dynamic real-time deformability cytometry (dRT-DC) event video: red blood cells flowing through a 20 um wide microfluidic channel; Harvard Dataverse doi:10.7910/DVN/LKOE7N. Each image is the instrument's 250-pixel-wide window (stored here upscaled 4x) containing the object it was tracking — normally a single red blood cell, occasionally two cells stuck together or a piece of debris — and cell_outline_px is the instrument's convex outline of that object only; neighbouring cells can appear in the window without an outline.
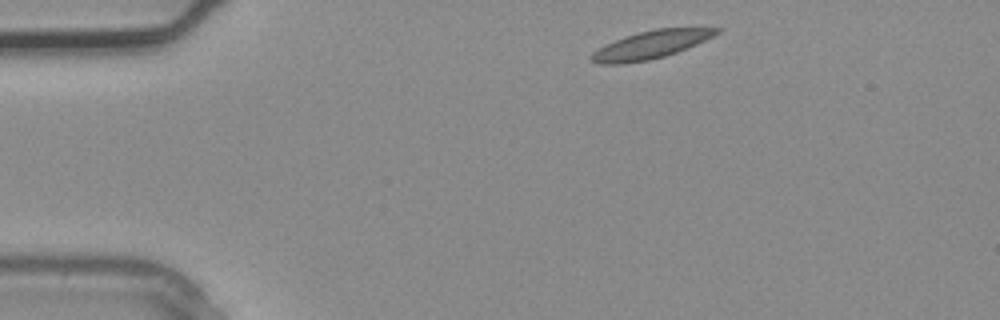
{"species": "common noctule bat (a hibernating species)", "species_latin": "Nyctalus noctula", "temperature_condition": "warm", "stored_images_in_passage": 2, "camera_frame_rate_fps": 3000, "um_per_image_px": 0.085, "animal": {"sex": "male", "body_mass_g": 20.4}, "frame": {"image": 1, "passage_image": 1, "time_ms": 0.0, "image_size_px": [1000, 320], "cell_outline_px": [[720, 32], [696, 44], [676, 52], [664, 56], [648, 60], [624, 64], [600, 64], [588, 60], [588, 56], [592, 52], [604, 44], [624, 36], [656, 28], [720, 28]], "centroid_in_image_um": [55.22, 3.82], "position_along_channel_um": 29.8, "area_um2": 20.29}}